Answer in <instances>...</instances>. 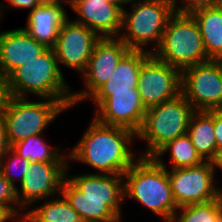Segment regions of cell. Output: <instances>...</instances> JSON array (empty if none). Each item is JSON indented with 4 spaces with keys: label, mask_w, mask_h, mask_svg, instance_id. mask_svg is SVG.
Returning a JSON list of instances; mask_svg holds the SVG:
<instances>
[{
    "label": "cell",
    "mask_w": 222,
    "mask_h": 222,
    "mask_svg": "<svg viewBox=\"0 0 222 222\" xmlns=\"http://www.w3.org/2000/svg\"><path fill=\"white\" fill-rule=\"evenodd\" d=\"M123 175L83 174L65 178L61 194L83 222H109L120 216Z\"/></svg>",
    "instance_id": "obj_1"
},
{
    "label": "cell",
    "mask_w": 222,
    "mask_h": 222,
    "mask_svg": "<svg viewBox=\"0 0 222 222\" xmlns=\"http://www.w3.org/2000/svg\"><path fill=\"white\" fill-rule=\"evenodd\" d=\"M132 131L100 123L95 118L68 158L84 162L107 175H123L135 162Z\"/></svg>",
    "instance_id": "obj_2"
},
{
    "label": "cell",
    "mask_w": 222,
    "mask_h": 222,
    "mask_svg": "<svg viewBox=\"0 0 222 222\" xmlns=\"http://www.w3.org/2000/svg\"><path fill=\"white\" fill-rule=\"evenodd\" d=\"M123 174L124 198L132 197L171 222L178 210L166 165L161 158L138 157Z\"/></svg>",
    "instance_id": "obj_3"
},
{
    "label": "cell",
    "mask_w": 222,
    "mask_h": 222,
    "mask_svg": "<svg viewBox=\"0 0 222 222\" xmlns=\"http://www.w3.org/2000/svg\"><path fill=\"white\" fill-rule=\"evenodd\" d=\"M53 48L16 68L4 81L9 96L26 98V93L72 106V93L65 83Z\"/></svg>",
    "instance_id": "obj_4"
},
{
    "label": "cell",
    "mask_w": 222,
    "mask_h": 222,
    "mask_svg": "<svg viewBox=\"0 0 222 222\" xmlns=\"http://www.w3.org/2000/svg\"><path fill=\"white\" fill-rule=\"evenodd\" d=\"M152 54L162 62L183 70L211 60L201 32L189 13L176 11L168 20L159 47Z\"/></svg>",
    "instance_id": "obj_5"
},
{
    "label": "cell",
    "mask_w": 222,
    "mask_h": 222,
    "mask_svg": "<svg viewBox=\"0 0 222 222\" xmlns=\"http://www.w3.org/2000/svg\"><path fill=\"white\" fill-rule=\"evenodd\" d=\"M194 111L182 94L147 109L143 124L136 134L148 144L147 152L141 157H153L167 142L186 134Z\"/></svg>",
    "instance_id": "obj_6"
},
{
    "label": "cell",
    "mask_w": 222,
    "mask_h": 222,
    "mask_svg": "<svg viewBox=\"0 0 222 222\" xmlns=\"http://www.w3.org/2000/svg\"><path fill=\"white\" fill-rule=\"evenodd\" d=\"M133 10L123 8L121 39L130 50H144L146 44L155 42L157 49L162 40L169 18L176 12L174 0H134ZM125 28V29H124Z\"/></svg>",
    "instance_id": "obj_7"
},
{
    "label": "cell",
    "mask_w": 222,
    "mask_h": 222,
    "mask_svg": "<svg viewBox=\"0 0 222 222\" xmlns=\"http://www.w3.org/2000/svg\"><path fill=\"white\" fill-rule=\"evenodd\" d=\"M46 100L31 102L26 98L7 96L2 114L10 146L30 136L41 135L57 115L68 109L61 101Z\"/></svg>",
    "instance_id": "obj_8"
},
{
    "label": "cell",
    "mask_w": 222,
    "mask_h": 222,
    "mask_svg": "<svg viewBox=\"0 0 222 222\" xmlns=\"http://www.w3.org/2000/svg\"><path fill=\"white\" fill-rule=\"evenodd\" d=\"M181 94L195 111L222 110V60H208L181 71Z\"/></svg>",
    "instance_id": "obj_9"
},
{
    "label": "cell",
    "mask_w": 222,
    "mask_h": 222,
    "mask_svg": "<svg viewBox=\"0 0 222 222\" xmlns=\"http://www.w3.org/2000/svg\"><path fill=\"white\" fill-rule=\"evenodd\" d=\"M215 171L211 161L194 167L171 169L170 172L167 170L177 207L218 199L222 191L213 185Z\"/></svg>",
    "instance_id": "obj_10"
},
{
    "label": "cell",
    "mask_w": 222,
    "mask_h": 222,
    "mask_svg": "<svg viewBox=\"0 0 222 222\" xmlns=\"http://www.w3.org/2000/svg\"><path fill=\"white\" fill-rule=\"evenodd\" d=\"M137 89L146 109L172 100L181 94V70L151 54L141 66Z\"/></svg>",
    "instance_id": "obj_11"
},
{
    "label": "cell",
    "mask_w": 222,
    "mask_h": 222,
    "mask_svg": "<svg viewBox=\"0 0 222 222\" xmlns=\"http://www.w3.org/2000/svg\"><path fill=\"white\" fill-rule=\"evenodd\" d=\"M98 108L94 117L100 123L122 127L137 134L147 111L138 91L112 92V96H90Z\"/></svg>",
    "instance_id": "obj_12"
},
{
    "label": "cell",
    "mask_w": 222,
    "mask_h": 222,
    "mask_svg": "<svg viewBox=\"0 0 222 222\" xmlns=\"http://www.w3.org/2000/svg\"><path fill=\"white\" fill-rule=\"evenodd\" d=\"M128 46L116 37L101 38L92 50L84 74L85 86L89 91L72 92V106L89 98L108 81L121 58L129 51Z\"/></svg>",
    "instance_id": "obj_13"
},
{
    "label": "cell",
    "mask_w": 222,
    "mask_h": 222,
    "mask_svg": "<svg viewBox=\"0 0 222 222\" xmlns=\"http://www.w3.org/2000/svg\"><path fill=\"white\" fill-rule=\"evenodd\" d=\"M68 162H31L20 183L21 191L16 189L17 207L26 208L33 202L49 198L62 190L67 177Z\"/></svg>",
    "instance_id": "obj_14"
},
{
    "label": "cell",
    "mask_w": 222,
    "mask_h": 222,
    "mask_svg": "<svg viewBox=\"0 0 222 222\" xmlns=\"http://www.w3.org/2000/svg\"><path fill=\"white\" fill-rule=\"evenodd\" d=\"M100 39L96 32L85 25L67 19L60 27L53 47L58 64L62 63L80 74L83 73L92 50Z\"/></svg>",
    "instance_id": "obj_15"
},
{
    "label": "cell",
    "mask_w": 222,
    "mask_h": 222,
    "mask_svg": "<svg viewBox=\"0 0 222 222\" xmlns=\"http://www.w3.org/2000/svg\"><path fill=\"white\" fill-rule=\"evenodd\" d=\"M80 18L73 20L96 32L101 38L119 37L123 7L112 0H69Z\"/></svg>",
    "instance_id": "obj_16"
},
{
    "label": "cell",
    "mask_w": 222,
    "mask_h": 222,
    "mask_svg": "<svg viewBox=\"0 0 222 222\" xmlns=\"http://www.w3.org/2000/svg\"><path fill=\"white\" fill-rule=\"evenodd\" d=\"M47 47L37 42L23 28L0 33V76L5 80L16 68L44 52Z\"/></svg>",
    "instance_id": "obj_17"
},
{
    "label": "cell",
    "mask_w": 222,
    "mask_h": 222,
    "mask_svg": "<svg viewBox=\"0 0 222 222\" xmlns=\"http://www.w3.org/2000/svg\"><path fill=\"white\" fill-rule=\"evenodd\" d=\"M151 54L152 52L146 50H129L118 62L108 81L91 96H112V92L138 91L141 66Z\"/></svg>",
    "instance_id": "obj_18"
},
{
    "label": "cell",
    "mask_w": 222,
    "mask_h": 222,
    "mask_svg": "<svg viewBox=\"0 0 222 222\" xmlns=\"http://www.w3.org/2000/svg\"><path fill=\"white\" fill-rule=\"evenodd\" d=\"M67 19V13L61 4L37 6L30 10L27 27L23 29L37 42L44 44L47 48H53L60 27Z\"/></svg>",
    "instance_id": "obj_19"
},
{
    "label": "cell",
    "mask_w": 222,
    "mask_h": 222,
    "mask_svg": "<svg viewBox=\"0 0 222 222\" xmlns=\"http://www.w3.org/2000/svg\"><path fill=\"white\" fill-rule=\"evenodd\" d=\"M189 14L199 27L207 56L212 60H222V12L212 6Z\"/></svg>",
    "instance_id": "obj_20"
},
{
    "label": "cell",
    "mask_w": 222,
    "mask_h": 222,
    "mask_svg": "<svg viewBox=\"0 0 222 222\" xmlns=\"http://www.w3.org/2000/svg\"><path fill=\"white\" fill-rule=\"evenodd\" d=\"M187 134L204 161H212L217 152L213 110L194 111L188 125Z\"/></svg>",
    "instance_id": "obj_21"
},
{
    "label": "cell",
    "mask_w": 222,
    "mask_h": 222,
    "mask_svg": "<svg viewBox=\"0 0 222 222\" xmlns=\"http://www.w3.org/2000/svg\"><path fill=\"white\" fill-rule=\"evenodd\" d=\"M61 199L45 202L22 215L18 222H83L63 194Z\"/></svg>",
    "instance_id": "obj_22"
},
{
    "label": "cell",
    "mask_w": 222,
    "mask_h": 222,
    "mask_svg": "<svg viewBox=\"0 0 222 222\" xmlns=\"http://www.w3.org/2000/svg\"><path fill=\"white\" fill-rule=\"evenodd\" d=\"M168 150L173 163L171 169L194 167L205 162L187 133L167 142L152 158H160Z\"/></svg>",
    "instance_id": "obj_23"
},
{
    "label": "cell",
    "mask_w": 222,
    "mask_h": 222,
    "mask_svg": "<svg viewBox=\"0 0 222 222\" xmlns=\"http://www.w3.org/2000/svg\"><path fill=\"white\" fill-rule=\"evenodd\" d=\"M11 148L22 158L31 162H67L58 152L48 146L40 135H33L13 144Z\"/></svg>",
    "instance_id": "obj_24"
},
{
    "label": "cell",
    "mask_w": 222,
    "mask_h": 222,
    "mask_svg": "<svg viewBox=\"0 0 222 222\" xmlns=\"http://www.w3.org/2000/svg\"><path fill=\"white\" fill-rule=\"evenodd\" d=\"M181 216H174L171 222H222V195L205 203L179 207Z\"/></svg>",
    "instance_id": "obj_25"
},
{
    "label": "cell",
    "mask_w": 222,
    "mask_h": 222,
    "mask_svg": "<svg viewBox=\"0 0 222 222\" xmlns=\"http://www.w3.org/2000/svg\"><path fill=\"white\" fill-rule=\"evenodd\" d=\"M10 155L12 156L10 158V160H8V161L2 160L0 162V171H1L2 175L5 177V179L8 180L13 186L16 187L14 181L19 180L20 183L23 181V178L27 172V169H28L31 161L20 157L12 148H10L7 151V153L5 155V157H6L5 159H7L8 156H10ZM15 168L20 169V173H19L20 175L18 174L19 178L12 176L11 172ZM16 178H18V179H16Z\"/></svg>",
    "instance_id": "obj_26"
},
{
    "label": "cell",
    "mask_w": 222,
    "mask_h": 222,
    "mask_svg": "<svg viewBox=\"0 0 222 222\" xmlns=\"http://www.w3.org/2000/svg\"><path fill=\"white\" fill-rule=\"evenodd\" d=\"M16 187L13 186L0 171V206L8 208L14 215H18L19 210L10 203H18L16 196Z\"/></svg>",
    "instance_id": "obj_27"
},
{
    "label": "cell",
    "mask_w": 222,
    "mask_h": 222,
    "mask_svg": "<svg viewBox=\"0 0 222 222\" xmlns=\"http://www.w3.org/2000/svg\"><path fill=\"white\" fill-rule=\"evenodd\" d=\"M185 1V3H183ZM182 6L176 8V11L183 13H191L192 11L202 7H212L214 0H182Z\"/></svg>",
    "instance_id": "obj_28"
},
{
    "label": "cell",
    "mask_w": 222,
    "mask_h": 222,
    "mask_svg": "<svg viewBox=\"0 0 222 222\" xmlns=\"http://www.w3.org/2000/svg\"><path fill=\"white\" fill-rule=\"evenodd\" d=\"M213 122L217 150L222 148V110H213Z\"/></svg>",
    "instance_id": "obj_29"
},
{
    "label": "cell",
    "mask_w": 222,
    "mask_h": 222,
    "mask_svg": "<svg viewBox=\"0 0 222 222\" xmlns=\"http://www.w3.org/2000/svg\"><path fill=\"white\" fill-rule=\"evenodd\" d=\"M10 148L11 146L7 139L3 114L0 113V162L4 160L6 153Z\"/></svg>",
    "instance_id": "obj_30"
},
{
    "label": "cell",
    "mask_w": 222,
    "mask_h": 222,
    "mask_svg": "<svg viewBox=\"0 0 222 222\" xmlns=\"http://www.w3.org/2000/svg\"><path fill=\"white\" fill-rule=\"evenodd\" d=\"M9 6L12 5V8H31L33 10L35 7H37L36 0H8Z\"/></svg>",
    "instance_id": "obj_31"
},
{
    "label": "cell",
    "mask_w": 222,
    "mask_h": 222,
    "mask_svg": "<svg viewBox=\"0 0 222 222\" xmlns=\"http://www.w3.org/2000/svg\"><path fill=\"white\" fill-rule=\"evenodd\" d=\"M7 90L5 86V81L3 79L0 80V113L3 111L4 103L7 99Z\"/></svg>",
    "instance_id": "obj_32"
},
{
    "label": "cell",
    "mask_w": 222,
    "mask_h": 222,
    "mask_svg": "<svg viewBox=\"0 0 222 222\" xmlns=\"http://www.w3.org/2000/svg\"><path fill=\"white\" fill-rule=\"evenodd\" d=\"M14 217L15 215L8 208L0 206V222H5Z\"/></svg>",
    "instance_id": "obj_33"
},
{
    "label": "cell",
    "mask_w": 222,
    "mask_h": 222,
    "mask_svg": "<svg viewBox=\"0 0 222 222\" xmlns=\"http://www.w3.org/2000/svg\"><path fill=\"white\" fill-rule=\"evenodd\" d=\"M65 3L69 2V0H62ZM37 6H53L61 4V0H36Z\"/></svg>",
    "instance_id": "obj_34"
},
{
    "label": "cell",
    "mask_w": 222,
    "mask_h": 222,
    "mask_svg": "<svg viewBox=\"0 0 222 222\" xmlns=\"http://www.w3.org/2000/svg\"><path fill=\"white\" fill-rule=\"evenodd\" d=\"M213 167H219L222 169V148L218 149L214 159L211 161Z\"/></svg>",
    "instance_id": "obj_35"
},
{
    "label": "cell",
    "mask_w": 222,
    "mask_h": 222,
    "mask_svg": "<svg viewBox=\"0 0 222 222\" xmlns=\"http://www.w3.org/2000/svg\"><path fill=\"white\" fill-rule=\"evenodd\" d=\"M213 7L222 12V0H214V4H213Z\"/></svg>",
    "instance_id": "obj_36"
},
{
    "label": "cell",
    "mask_w": 222,
    "mask_h": 222,
    "mask_svg": "<svg viewBox=\"0 0 222 222\" xmlns=\"http://www.w3.org/2000/svg\"><path fill=\"white\" fill-rule=\"evenodd\" d=\"M112 1L119 3L123 7V4L132 3L134 0H112Z\"/></svg>",
    "instance_id": "obj_37"
},
{
    "label": "cell",
    "mask_w": 222,
    "mask_h": 222,
    "mask_svg": "<svg viewBox=\"0 0 222 222\" xmlns=\"http://www.w3.org/2000/svg\"><path fill=\"white\" fill-rule=\"evenodd\" d=\"M120 218H121V217H117L116 219H114V220H112V221H109V222H118V221H120Z\"/></svg>",
    "instance_id": "obj_38"
}]
</instances>
